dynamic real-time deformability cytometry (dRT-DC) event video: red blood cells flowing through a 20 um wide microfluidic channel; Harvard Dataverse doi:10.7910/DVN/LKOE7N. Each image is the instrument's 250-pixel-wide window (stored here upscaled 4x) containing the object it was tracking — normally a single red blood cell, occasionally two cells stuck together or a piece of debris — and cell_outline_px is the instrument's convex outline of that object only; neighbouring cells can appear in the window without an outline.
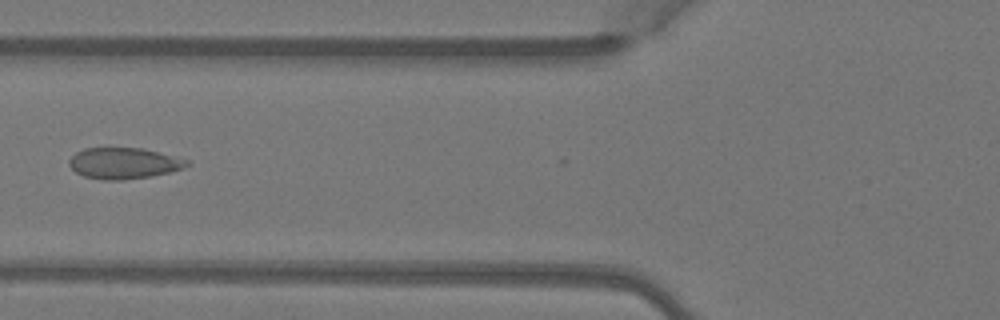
{"species": "Egyptian fruit bat (a non-hibernating species)", "species_latin": "Rousettus aegyptiacus", "temperature_condition": "warm", "stored_images_in_passage": 5, "camera_frame_rate_fps": 3000, "um_per_image_px": 0.085, "animal": {"sex": "female"}, "frame": {"image": 1, "passage_image": 5, "time_ms": 1.333, "image_size_px": [1000, 320], "cell_outline_px": [[192, 164], [168, 172], [152, 176], [124, 180], [104, 180], [84, 176], [76, 172], [68, 164], [68, 160], [76, 152], [84, 148], [144, 148], [188, 160]], "centroid_in_image_um": [10.5, 13.87], "position_along_channel_um": 115.3, "area_um2": 21.27}}